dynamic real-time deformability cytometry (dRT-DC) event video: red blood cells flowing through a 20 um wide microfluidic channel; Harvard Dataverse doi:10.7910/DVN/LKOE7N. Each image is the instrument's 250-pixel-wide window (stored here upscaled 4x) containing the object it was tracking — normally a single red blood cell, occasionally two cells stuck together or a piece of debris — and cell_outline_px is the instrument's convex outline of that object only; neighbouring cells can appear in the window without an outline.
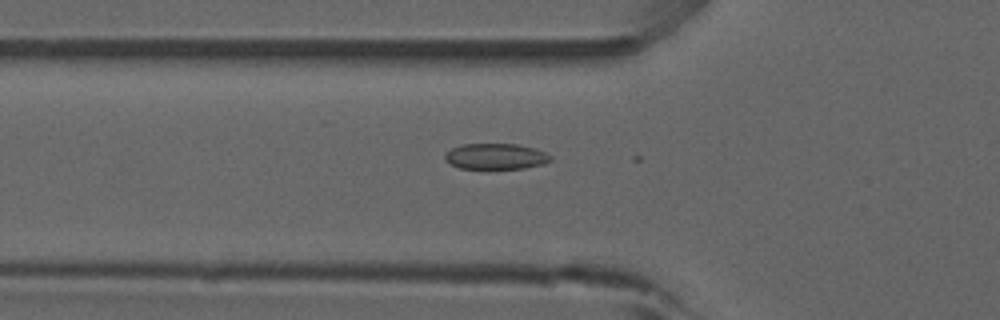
{"species": "common noctule bat (a hibernating species)", "species_latin": "Nyctalus noctula", "temperature_condition": "room temperature", "stored_images_in_passage": 44, "camera_frame_rate_fps": 3000, "um_per_image_px": 0.085, "animal": {"sex": "male", "forearm_length_mm": 52.5}, "frame": {"image": 1, "passage_image": 16, "time_ms": 5.0, "image_size_px": [1000, 320], "cell_outline_px": [[552, 160], [544, 164], [524, 168], [460, 168], [444, 160], [444, 156], [452, 148], [460, 144], [516, 144], [536, 148], [552, 156]], "centroid_in_image_um": [42.16, 13.28], "position_along_channel_um": 83.6, "area_um2": 15.84}}